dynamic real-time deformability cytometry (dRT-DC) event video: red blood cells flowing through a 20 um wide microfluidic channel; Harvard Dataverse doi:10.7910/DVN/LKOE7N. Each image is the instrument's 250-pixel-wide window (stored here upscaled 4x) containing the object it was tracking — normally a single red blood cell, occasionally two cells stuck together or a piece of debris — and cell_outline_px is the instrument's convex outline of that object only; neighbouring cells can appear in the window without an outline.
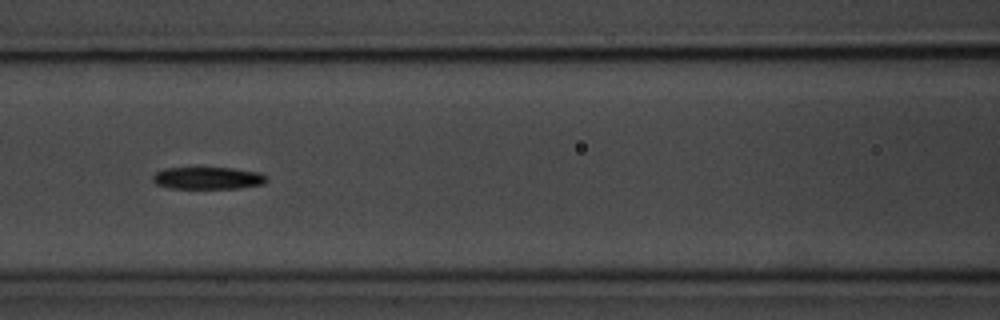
{"species": "common noctule bat (a hibernating species)", "species_latin": "Nyctalus noctula", "temperature_condition": "room temperature", "stored_images_in_passage": 10, "camera_frame_rate_fps": 3000, "um_per_image_px": 0.085, "animal": {"sex": "male", "body_mass_g": 20.1, "forearm_length_mm": 53.5}, "frame": {"image": 1, "passage_image": 7, "time_ms": 6.667, "image_size_px": [1000, 320], "cell_outline_px": [[268, 180], [264, 184], [240, 188], [168, 188], [156, 184], [152, 180], [152, 176], [156, 172], [164, 168], [232, 168], [260, 172]], "centroid_in_image_um": [17.66, 15.14], "position_along_channel_um": 148.9, "area_um2": 14.74}}
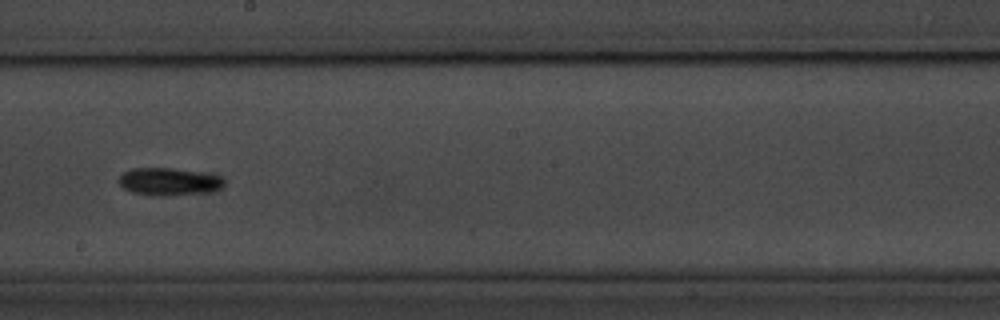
{"frame": {"image": 2, "passage_image": 9, "time_ms": 9.0, "image_size_px": [1000, 320], "cell_outline_px": [[224, 184], [220, 188], [208, 192], [160, 196], [148, 196], [132, 192], [124, 188], [116, 180], [124, 172], [132, 168], [172, 168], [220, 176], [224, 180]], "centroid_in_image_um": [14.3, 15.45], "position_along_channel_um": 233.9, "area_um2": 16.82}}